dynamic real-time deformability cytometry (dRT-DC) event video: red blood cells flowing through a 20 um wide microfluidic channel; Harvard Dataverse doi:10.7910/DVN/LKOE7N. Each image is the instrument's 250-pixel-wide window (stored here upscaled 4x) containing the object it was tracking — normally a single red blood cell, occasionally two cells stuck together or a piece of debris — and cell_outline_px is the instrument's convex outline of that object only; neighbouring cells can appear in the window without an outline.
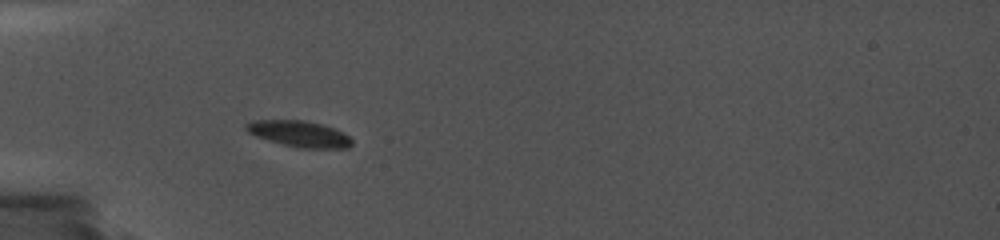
{"species": "common noctule bat (a hibernating species)", "species_latin": "Nyctalus noctula", "temperature_condition": "cold", "stored_images_in_passage": 44, "camera_frame_rate_fps": 5000, "um_per_image_px": 0.085, "animal": {"sex": "female", "body_mass_g": 19.0, "forearm_length_mm": 56.7}, "frame": {"image": 1, "passage_image": 1, "time_ms": 0.0, "image_size_px": [1000, 240], "cell_outline_px": [[352, 144], [348, 148], [300, 148], [268, 140], [256, 136], [248, 132], [244, 128], [244, 124], [256, 120], [304, 120], [320, 124], [332, 128], [348, 136], [352, 140]], "centroid_in_image_um": [25.41, 11.37], "position_along_channel_um": 59.6, "area_um2": 15.84}}
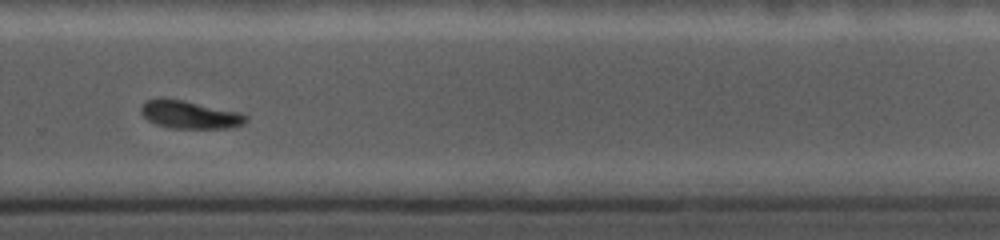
{"frame": {"image": 2, "passage_image": 22, "time_ms": 7.2, "image_size_px": [1000, 240], "cell_outline_px": [[248, 120], [244, 124], [232, 128], [176, 128], [156, 124], [148, 120], [140, 112], [140, 108], [148, 100], [156, 96], [160, 96], [184, 100], [240, 112], [248, 116]], "centroid_in_image_um": [16.14, 9.72], "position_along_channel_um": 313.7, "area_um2": 17.28}}
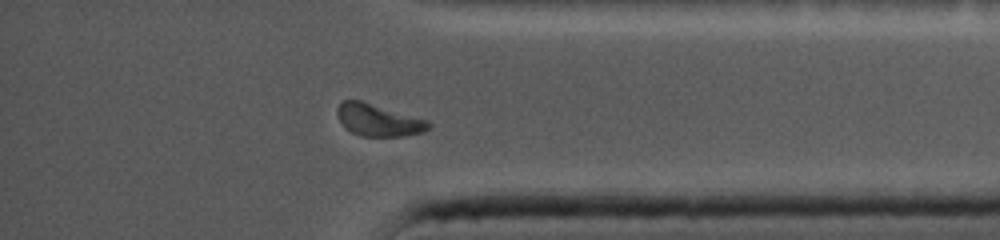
{"frame": {"image": 3, "passage_image": 34, "time_ms": 9.6, "image_size_px": [1000, 240], "cell_outline_px": [[432, 124], [424, 132], [400, 136], [360, 136], [352, 132], [340, 120], [336, 112], [336, 108], [344, 100], [360, 100], [428, 120]], "centroid_in_image_um": [32.18, 10.2], "position_along_channel_um": 403.0, "area_um2": 16.82}, "authors_computed_cell_mechanics": {"area_um2": 17.2822, "velocity_mm_per_s": 3.6722, "shape_relaxation_time_tau1_ms": null, "shape_relaxation_time_tau2_ms": 2.9997, "deformation_change_tau1": null, "deformation_change_tau2": 0.0863}}